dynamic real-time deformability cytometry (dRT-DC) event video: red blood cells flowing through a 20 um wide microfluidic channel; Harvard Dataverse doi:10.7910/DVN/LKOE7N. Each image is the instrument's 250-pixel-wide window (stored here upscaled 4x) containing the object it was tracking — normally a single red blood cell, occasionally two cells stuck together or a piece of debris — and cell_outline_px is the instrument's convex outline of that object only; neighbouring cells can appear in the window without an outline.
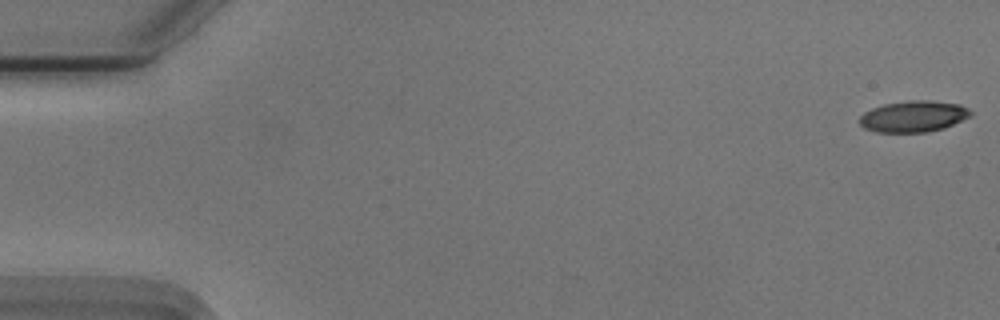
{"species": "Egyptian fruit bat (a non-hibernating species)", "species_latin": "Rousettus aegyptiacus", "temperature_condition": "cold", "stored_images_in_passage": 49, "camera_frame_rate_fps": 3000, "um_per_image_px": 0.085, "animal": {"sex": "male"}, "frame": {"image": 1, "passage_image": 1, "time_ms": 0.0, "image_size_px": [1000, 320], "cell_outline_px": [[972, 116], [944, 128], [928, 132], [876, 132], [864, 128], [860, 124], [860, 116], [864, 112], [872, 108], [884, 104], [908, 100], [928, 100], [960, 104], [968, 108], [972, 112]], "centroid_in_image_um": [77.66, 9.89], "position_along_channel_um": 7.3, "area_um2": 20.35}}
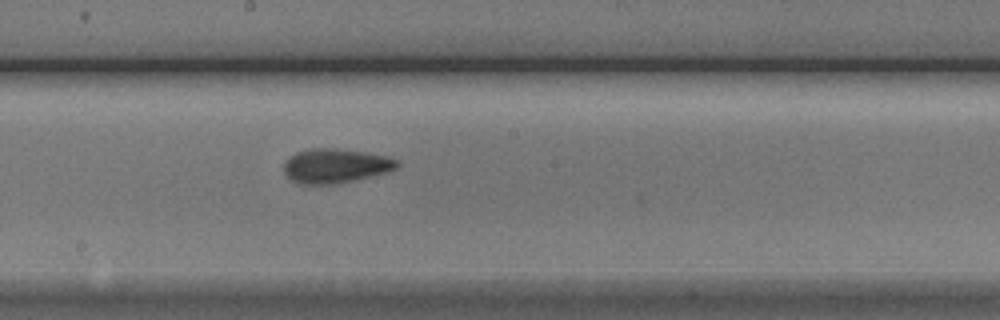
{"frame": {"image": 2, "passage_image": 30, "time_ms": 9.667, "image_size_px": [1000, 320], "cell_outline_px": [[400, 164], [396, 168], [384, 172], [352, 180], [332, 184], [300, 184], [292, 180], [284, 172], [284, 160], [288, 156], [296, 152], [308, 148], [336, 148], [364, 152], [388, 156], [400, 160]], "centroid_in_image_um": [28.48, 14.07], "position_along_channel_um": 219.7, "area_um2": 22.6}}
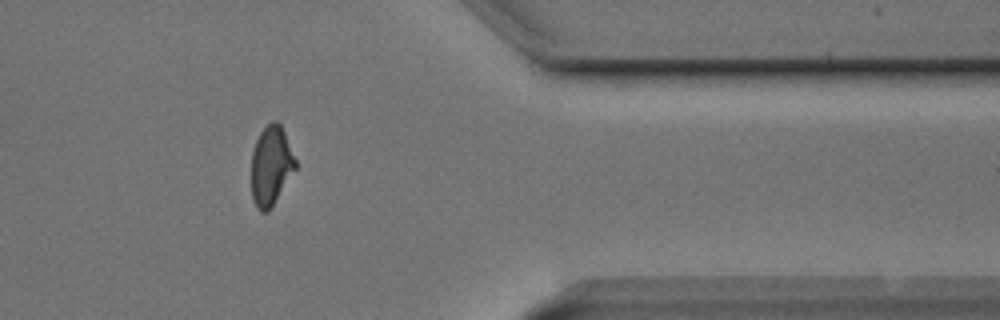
{"frame": {"image": 3, "passage_image": 45, "time_ms": 14.667, "image_size_px": [1000, 320], "cell_outline_px": [[296, 168], [268, 212], [260, 212], [256, 208], [252, 200], [252, 152], [256, 140], [260, 132], [272, 120], [276, 120], [280, 124], [284, 132], [296, 160]], "centroid_in_image_um": [23.02, 14.09], "position_along_channel_um": 388.4, "area_um2": 20.23}}